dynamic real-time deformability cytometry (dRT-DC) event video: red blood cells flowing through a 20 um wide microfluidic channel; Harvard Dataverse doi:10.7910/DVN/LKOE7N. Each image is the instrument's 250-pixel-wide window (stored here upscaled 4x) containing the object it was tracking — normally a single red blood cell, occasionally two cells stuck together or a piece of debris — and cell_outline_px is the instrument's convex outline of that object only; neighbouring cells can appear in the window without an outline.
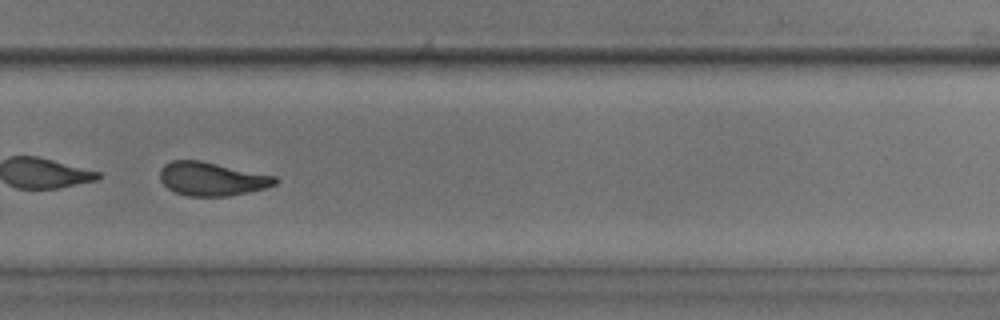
{"species": "common noctule bat (a hibernating species)", "species_latin": "Nyctalus noctula", "temperature_condition": "room temperature", "stored_images_in_passage": 51, "camera_frame_rate_fps": 3000, "um_per_image_px": 0.085, "animal": {"sex": "male", "body_mass_g": 17.9, "forearm_length_mm": 54.2}, "frame": {"image": 1, "passage_image": 37, "time_ms": 12.0, "image_size_px": [1000, 320], "cell_outline_px": [[280, 180], [276, 184], [264, 188], [248, 192], [228, 196], [188, 196], [176, 192], [168, 188], [160, 180], [160, 168], [164, 164], [172, 160], [200, 160], [276, 176]], "centroid_in_image_um": [18.0, 15.2], "position_along_channel_um": 311.8, "area_um2": 22.54}}